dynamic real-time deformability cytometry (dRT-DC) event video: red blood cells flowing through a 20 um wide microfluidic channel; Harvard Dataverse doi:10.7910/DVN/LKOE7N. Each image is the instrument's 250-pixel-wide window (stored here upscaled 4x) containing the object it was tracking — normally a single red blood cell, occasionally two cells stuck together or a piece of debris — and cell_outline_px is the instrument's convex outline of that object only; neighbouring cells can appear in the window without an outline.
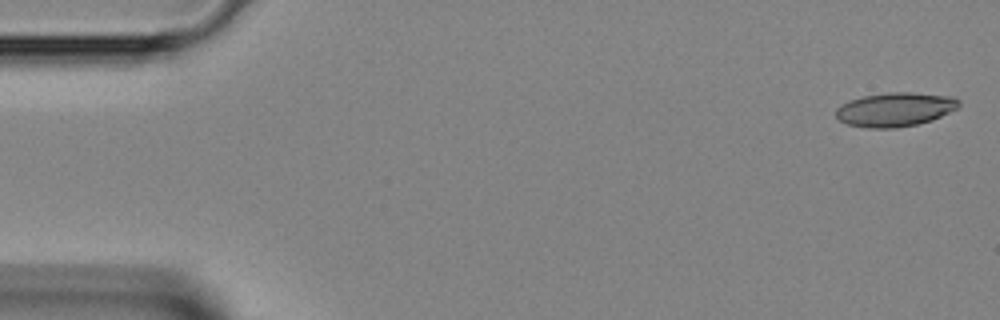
{"species": "Egyptian fruit bat (a non-hibernating species)", "species_latin": "Rousettus aegyptiacus", "temperature_condition": "room temperature", "stored_images_in_passage": 42, "camera_frame_rate_fps": 3000, "um_per_image_px": 0.085, "animal": {"sex": "female"}, "frame": {"image": 1, "passage_image": 1, "time_ms": 0.0, "image_size_px": [1000, 320], "cell_outline_px": [[960, 108], [932, 120], [916, 124], [896, 128], [868, 128], [848, 124], [840, 120], [836, 116], [836, 108], [840, 104], [848, 100], [864, 96], [888, 92], [912, 92], [952, 96], [960, 100]], "centroid_in_image_um": [76.11, 9.29], "position_along_channel_um": 8.9, "area_um2": 24.57}}
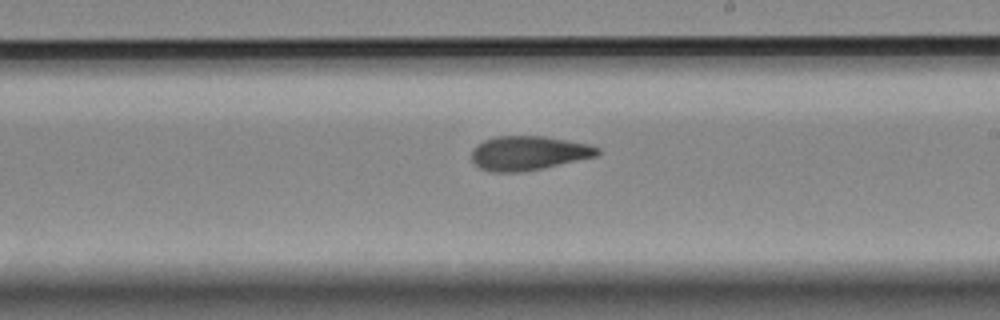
{"frame": {"image": 2, "passage_image": 24, "time_ms": 7.667, "image_size_px": [1000, 320], "cell_outline_px": [[600, 152], [596, 156], [544, 168], [524, 172], [492, 172], [480, 168], [472, 160], [472, 148], [476, 144], [484, 140], [496, 136], [544, 136], [588, 144], [600, 148]], "centroid_in_image_um": [44.9, 13.01], "position_along_channel_um": 244.1, "area_um2": 25.14}}
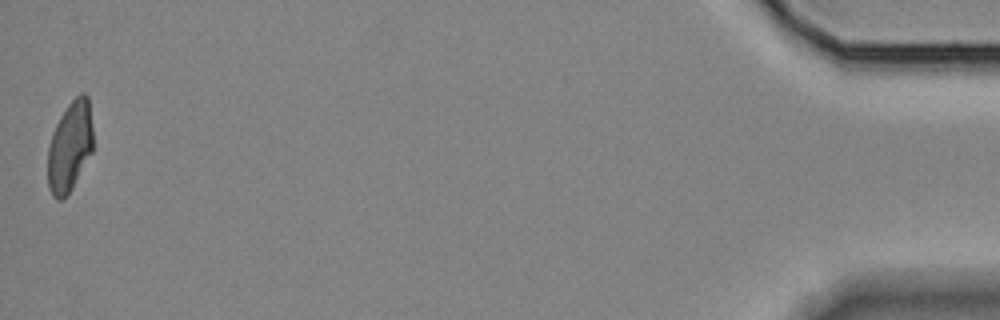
{"frame": {"image": 3, "passage_image": 42, "time_ms": 13.667, "image_size_px": [1000, 320], "cell_outline_px": [[92, 152], [72, 188], [60, 200], [56, 200], [52, 196], [48, 188], [48, 148], [52, 132], [60, 116], [68, 104], [80, 92], [84, 92], [88, 96], [92, 128]], "centroid_in_image_um": [5.93, 12.44], "position_along_channel_um": 429.3, "area_um2": 23.76}}